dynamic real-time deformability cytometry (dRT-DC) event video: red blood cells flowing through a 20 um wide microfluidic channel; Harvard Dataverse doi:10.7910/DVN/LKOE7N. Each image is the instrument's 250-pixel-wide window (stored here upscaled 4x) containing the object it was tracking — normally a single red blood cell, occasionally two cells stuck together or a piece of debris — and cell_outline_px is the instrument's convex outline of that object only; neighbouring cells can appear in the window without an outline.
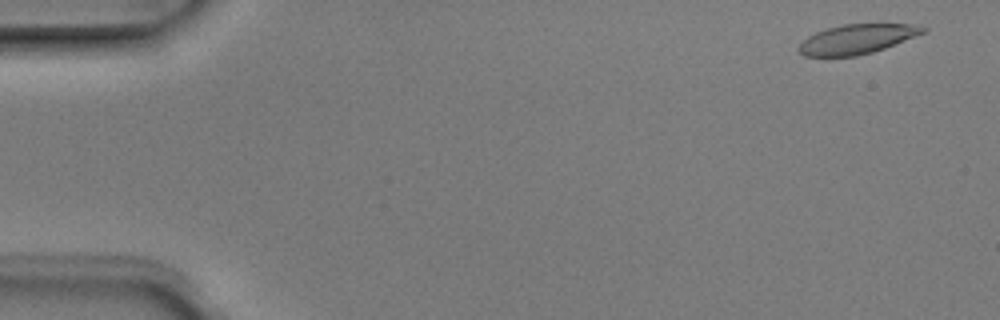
{"species": "Egyptian fruit bat (a non-hibernating species)", "species_latin": "Rousettus aegyptiacus", "temperature_condition": "room temperature", "stored_images_in_passage": 5, "camera_frame_rate_fps": 3000, "um_per_image_px": 0.085, "animal": {"sex": "male"}, "frame": {"image": 1, "passage_image": 1, "time_ms": 0.0, "image_size_px": [1000, 320], "cell_outline_px": [[928, 28], [924, 32], [884, 48], [872, 52], [856, 56], [804, 56], [796, 48], [808, 36], [816, 32], [828, 28], [844, 24], [908, 24]], "centroid_in_image_um": [72.79, 3.33], "position_along_channel_um": 12.2, "area_um2": 20.98}}
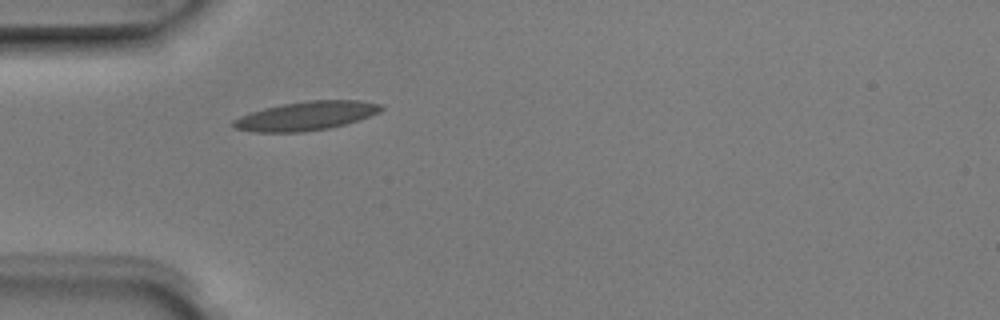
{"frame": {"image": 2, "passage_image": 5, "time_ms": 1.333, "image_size_px": [1000, 320], "cell_outline_px": [[384, 108], [380, 112], [344, 124], [328, 128], [304, 132], [252, 132], [236, 128], [232, 124], [232, 120], [240, 116], [264, 108], [284, 104], [308, 100], [360, 100], [380, 104]], "centroid_in_image_um": [26.01, 9.85], "position_along_channel_um": 59.0, "area_um2": 24.62}}